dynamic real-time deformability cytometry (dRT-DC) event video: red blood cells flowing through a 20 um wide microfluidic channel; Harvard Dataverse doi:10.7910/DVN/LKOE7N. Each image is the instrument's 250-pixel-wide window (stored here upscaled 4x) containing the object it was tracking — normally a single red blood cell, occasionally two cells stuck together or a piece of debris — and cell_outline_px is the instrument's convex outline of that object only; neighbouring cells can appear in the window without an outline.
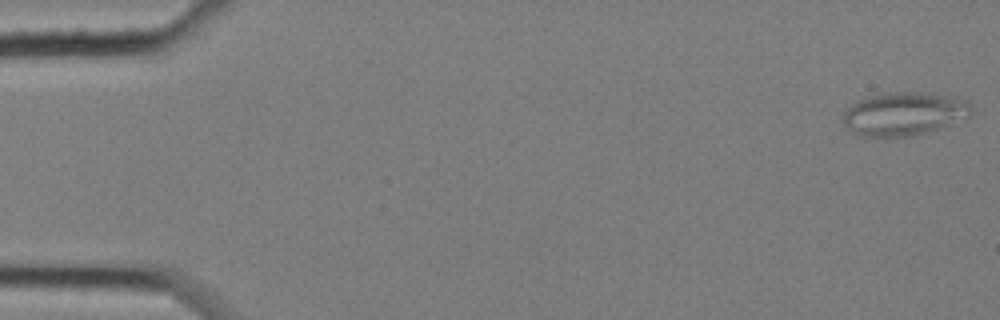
{"species": "common noctule bat (a hibernating species)", "species_latin": "Nyctalus noctula", "temperature_condition": "cold", "stored_images_in_passage": 7, "camera_frame_rate_fps": 3000, "um_per_image_px": 0.085, "animal": {"sex": "female", "body_mass_g": 25.1}, "frame": {"image": 1, "passage_image": 1, "time_ms": 0.0, "image_size_px": [1000, 320], "cell_outline_px": [[968, 116], [948, 124], [912, 136], [884, 140], [860, 136], [852, 132], [844, 124], [844, 112], [852, 104], [860, 100], [872, 96], [888, 92], [920, 92], [952, 96], [968, 100]], "centroid_in_image_um": [76.76, 9.71], "position_along_channel_um": 8.2, "area_um2": 32.31}}